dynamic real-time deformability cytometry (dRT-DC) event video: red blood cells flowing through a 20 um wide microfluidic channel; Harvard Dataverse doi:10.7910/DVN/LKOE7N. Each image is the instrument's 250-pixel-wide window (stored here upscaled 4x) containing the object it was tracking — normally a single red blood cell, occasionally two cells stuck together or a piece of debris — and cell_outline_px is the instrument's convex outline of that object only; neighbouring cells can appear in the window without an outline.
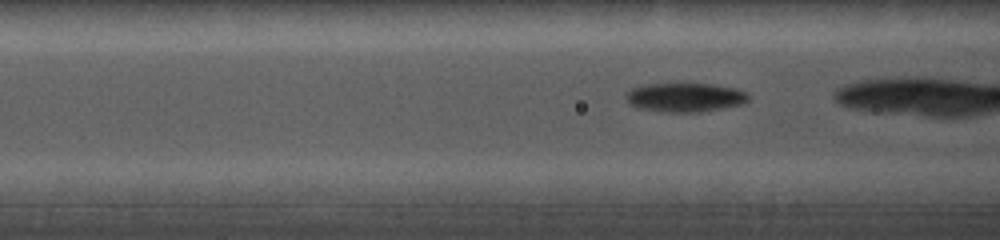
{"species": "common noctule bat (a hibernating species)", "species_latin": "Nyctalus noctula", "temperature_condition": "cold", "stored_images_in_passage": 34, "camera_frame_rate_fps": 5000, "um_per_image_px": 0.085, "animal": {"sex": "female", "body_mass_g": 19.0, "forearm_length_mm": 56.7}, "frame": {"image": 1, "passage_image": 5, "time_ms": 1.0, "image_size_px": [1000, 240], "cell_outline_px": [[748, 100], [740, 104], [724, 108], [700, 112], [660, 112], [640, 108], [628, 104], [624, 96], [632, 88], [644, 84], [712, 84], [736, 88], [748, 92]], "centroid_in_image_um": [58.21, 8.28], "position_along_channel_um": 108.4, "area_um2": 20.81}}
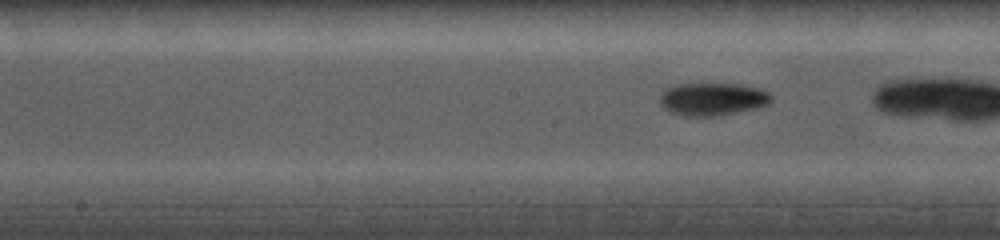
{"frame": {"image": 2, "passage_image": 14, "time_ms": 3.0, "image_size_px": [1000, 240], "cell_outline_px": [[772, 100], [768, 104], [756, 108], [716, 116], [680, 116], [668, 112], [660, 104], [660, 92], [664, 88], [672, 84], [740, 84], [760, 88], [768, 92], [772, 96]], "centroid_in_image_um": [60.51, 8.42], "position_along_channel_um": 187.7, "area_um2": 21.62}}
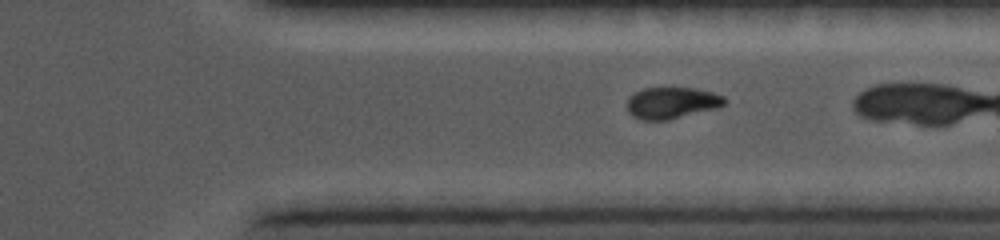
{"frame": {"image": 3, "passage_image": 29, "time_ms": 7.2, "image_size_px": [1000, 240], "cell_outline_px": [[728, 100], [724, 104], [716, 108], [668, 120], [640, 120], [632, 116], [628, 112], [628, 100], [636, 92], [644, 88], [696, 88], [712, 92], [724, 96]], "centroid_in_image_um": [57.12, 8.75], "position_along_channel_um": 354.3, "area_um2": 17.8}}